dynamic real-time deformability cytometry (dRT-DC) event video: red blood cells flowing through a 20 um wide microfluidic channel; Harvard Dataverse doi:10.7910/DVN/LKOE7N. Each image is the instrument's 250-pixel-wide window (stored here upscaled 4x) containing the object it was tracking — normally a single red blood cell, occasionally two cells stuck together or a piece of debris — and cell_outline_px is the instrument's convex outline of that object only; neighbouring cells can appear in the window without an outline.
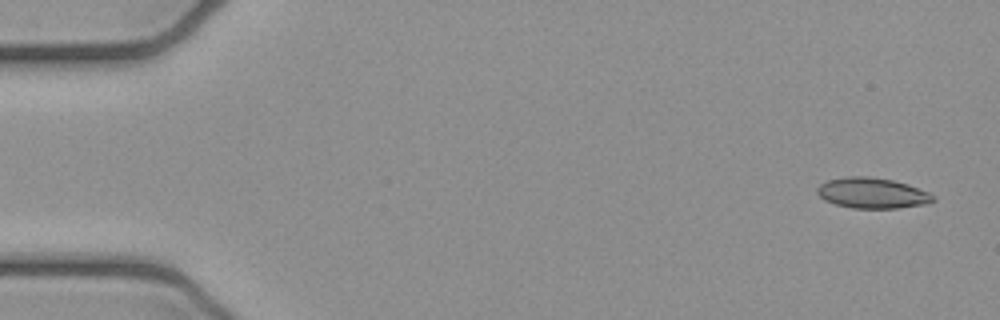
{"species": "common noctule bat (a hibernating species)", "species_latin": "Nyctalus noctula", "temperature_condition": "cold", "stored_images_in_passage": 4, "camera_frame_rate_fps": 3000, "um_per_image_px": 0.085, "animal": {"sex": "female", "body_mass_g": 21.9}, "frame": {"image": 1, "passage_image": 1, "time_ms": 0.0, "image_size_px": [1000, 320], "cell_outline_px": [[936, 200], [928, 204], [900, 208], [852, 208], [836, 204], [824, 200], [816, 192], [816, 188], [820, 184], [828, 180], [848, 176], [868, 176], [892, 180], [908, 184], [928, 192], [936, 196]], "centroid_in_image_um": [74.17, 16.41], "position_along_channel_um": 10.8, "area_um2": 20.81}}